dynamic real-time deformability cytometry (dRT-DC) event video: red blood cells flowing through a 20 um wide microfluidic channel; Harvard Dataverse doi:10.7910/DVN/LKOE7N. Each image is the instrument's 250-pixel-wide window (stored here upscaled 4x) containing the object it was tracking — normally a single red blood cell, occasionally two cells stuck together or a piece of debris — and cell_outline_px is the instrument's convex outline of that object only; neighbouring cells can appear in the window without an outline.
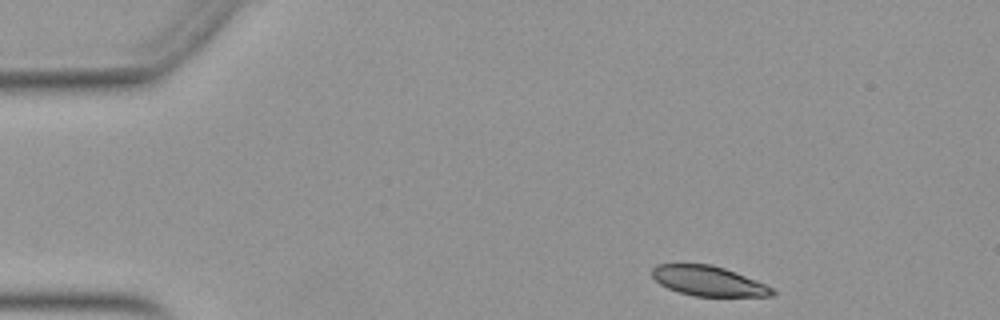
{"species": "Egyptian fruit bat (a non-hibernating species)", "species_latin": "Rousettus aegyptiacus", "temperature_condition": "warm", "stored_images_in_passage": 40, "camera_frame_rate_fps": 3000, "um_per_image_px": 0.085, "animal": {"sex": "female"}, "frame": {"image": 1, "passage_image": 2, "time_ms": 0.333, "image_size_px": [1000, 320], "cell_outline_px": [[776, 292], [772, 296], [696, 296], [680, 292], [668, 288], [660, 284], [652, 276], [652, 268], [656, 264], [712, 264], [736, 272], [764, 284], [772, 288]], "centroid_in_image_um": [60.2, 23.88], "position_along_channel_um": 24.8, "area_um2": 20.75}}
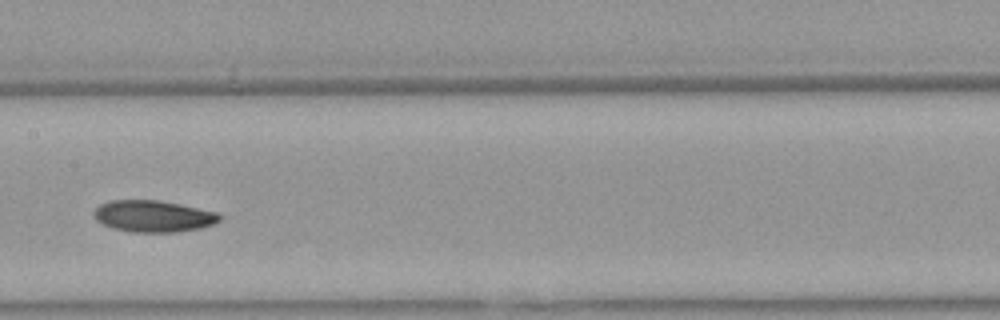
{"frame": {"image": 2, "passage_image": 21, "time_ms": 6.667, "image_size_px": [1000, 320], "cell_outline_px": [[224, 216], [220, 220], [212, 224], [200, 228], [180, 232], [132, 232], [112, 228], [96, 220], [92, 216], [92, 212], [100, 204], [108, 200], [160, 200], [180, 204], [216, 212]], "centroid_in_image_um": [13.01, 18.37], "position_along_channel_um": 194.4, "area_um2": 23.35}}
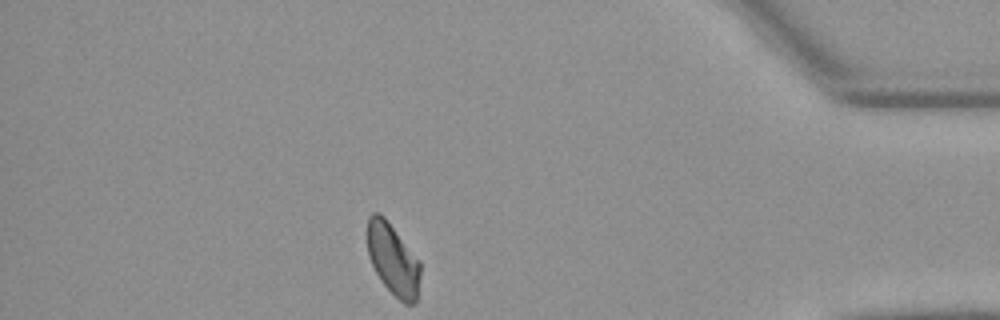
{"frame": {"image": 3, "passage_image": 40, "time_ms": 13.0, "image_size_px": [1000, 320], "cell_outline_px": [[420, 272], [416, 300], [412, 304], [404, 304], [380, 280], [368, 256], [364, 232], [368, 216], [372, 212], [380, 212], [384, 216], [420, 264]], "centroid_in_image_um": [33.31, 21.99], "position_along_channel_um": 401.9, "area_um2": 21.96}, "authors_computed_cell_mechanics": {"area_um2": 22.8888, "velocity_mm_per_s": 3.9252, "shape_relaxation_time_tau1_ms": 6.2844, "shape_relaxation_time_tau2_ms": 10.4109, "deformation_change_tau1": 0.1489, "deformation_change_tau2": 0.1378}}